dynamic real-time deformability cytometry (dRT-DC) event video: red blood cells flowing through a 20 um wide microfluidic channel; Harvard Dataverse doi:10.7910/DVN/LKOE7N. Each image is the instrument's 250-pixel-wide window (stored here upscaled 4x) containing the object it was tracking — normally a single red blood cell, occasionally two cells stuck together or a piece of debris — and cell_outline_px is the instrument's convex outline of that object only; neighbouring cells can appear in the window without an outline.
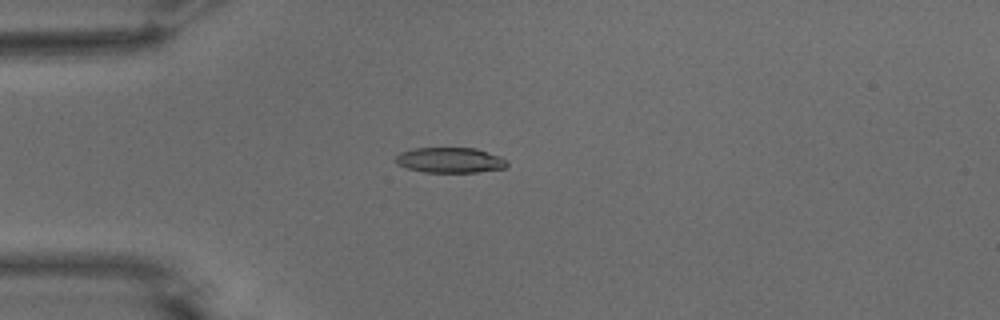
{"species": "common noctule bat (a hibernating species)", "species_latin": "Nyctalus noctula", "temperature_condition": "warm", "stored_images_in_passage": 48, "camera_frame_rate_fps": 3000, "um_per_image_px": 0.085, "animal": {"sex": "male", "body_mass_g": 15.6}, "frame": {"image": 1, "passage_image": 9, "time_ms": 2.667, "image_size_px": [1000, 320], "cell_outline_px": [[508, 164], [504, 168], [476, 172], [424, 172], [408, 168], [396, 164], [396, 156], [400, 152], [412, 148], [476, 148], [500, 156], [508, 160]], "centroid_in_image_um": [38.26, 13.6], "position_along_channel_um": 46.7, "area_um2": 16.47}}
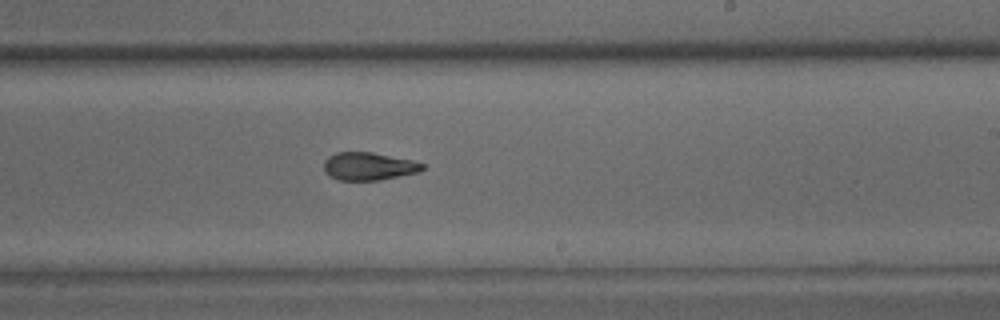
{"frame": {"image": 2, "passage_image": 27, "time_ms": 8.667, "image_size_px": [1000, 320], "cell_outline_px": [[424, 168], [420, 172], [380, 180], [340, 180], [324, 172], [324, 160], [328, 156], [336, 152], [372, 152], [412, 160], [424, 164]], "centroid_in_image_um": [31.34, 14.13], "position_along_channel_um": 257.7, "area_um2": 16.01}}
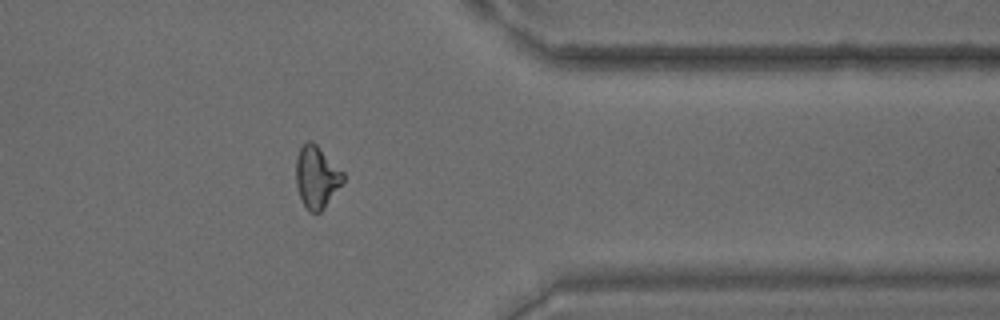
{"frame": {"image": 3, "passage_image": 38, "time_ms": 12.333, "image_size_px": [1000, 320], "cell_outline_px": [[344, 180], [324, 208], [320, 212], [312, 212], [304, 204], [300, 196], [296, 184], [296, 156], [300, 148], [308, 140], [312, 140], [344, 172]], "centroid_in_image_um": [26.91, 15.01], "position_along_channel_um": 384.5, "area_um2": 16.82}, "authors_computed_cell_mechanics": {"area_um2": 16.7042, "velocity_mm_per_s": 3.7863, "shape_relaxation_time_tau1_ms": 7.8911, "shape_relaxation_time_tau2_ms": 2.4533, "deformation_change_tau1": 0.2232, "deformation_change_tau2": 0.1052}}